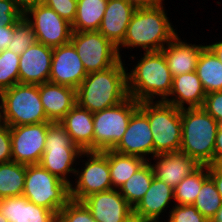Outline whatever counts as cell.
Listing matches in <instances>:
<instances>
[{
  "instance_id": "6da1fadb",
  "label": "cell",
  "mask_w": 222,
  "mask_h": 222,
  "mask_svg": "<svg viewBox=\"0 0 222 222\" xmlns=\"http://www.w3.org/2000/svg\"><path fill=\"white\" fill-rule=\"evenodd\" d=\"M164 5L137 7L127 27L123 42L117 47L120 58L125 49L142 52L161 51L179 33ZM175 28V29H174ZM124 48V49H123ZM136 48V49H135ZM142 48V49H141Z\"/></svg>"
},
{
  "instance_id": "7a4b0ae2",
  "label": "cell",
  "mask_w": 222,
  "mask_h": 222,
  "mask_svg": "<svg viewBox=\"0 0 222 222\" xmlns=\"http://www.w3.org/2000/svg\"><path fill=\"white\" fill-rule=\"evenodd\" d=\"M134 55L128 56V62H132L127 64L129 70L126 66L129 96L138 102L164 101L171 92L173 75L163 52H143L139 59Z\"/></svg>"
},
{
  "instance_id": "3957f363",
  "label": "cell",
  "mask_w": 222,
  "mask_h": 222,
  "mask_svg": "<svg viewBox=\"0 0 222 222\" xmlns=\"http://www.w3.org/2000/svg\"><path fill=\"white\" fill-rule=\"evenodd\" d=\"M125 60L106 70L88 73L76 89L77 104L95 113L126 100L129 94Z\"/></svg>"
},
{
  "instance_id": "277c9868",
  "label": "cell",
  "mask_w": 222,
  "mask_h": 222,
  "mask_svg": "<svg viewBox=\"0 0 222 222\" xmlns=\"http://www.w3.org/2000/svg\"><path fill=\"white\" fill-rule=\"evenodd\" d=\"M181 123L179 151L200 165H214L215 137L220 124L203 108L181 109Z\"/></svg>"
},
{
  "instance_id": "5b68a950",
  "label": "cell",
  "mask_w": 222,
  "mask_h": 222,
  "mask_svg": "<svg viewBox=\"0 0 222 222\" xmlns=\"http://www.w3.org/2000/svg\"><path fill=\"white\" fill-rule=\"evenodd\" d=\"M139 108L148 116L154 156L179 152L182 140L181 109L164 101L139 102Z\"/></svg>"
},
{
  "instance_id": "8992f818",
  "label": "cell",
  "mask_w": 222,
  "mask_h": 222,
  "mask_svg": "<svg viewBox=\"0 0 222 222\" xmlns=\"http://www.w3.org/2000/svg\"><path fill=\"white\" fill-rule=\"evenodd\" d=\"M82 152L60 122H50L44 152L39 164L70 185Z\"/></svg>"
},
{
  "instance_id": "52a82bcc",
  "label": "cell",
  "mask_w": 222,
  "mask_h": 222,
  "mask_svg": "<svg viewBox=\"0 0 222 222\" xmlns=\"http://www.w3.org/2000/svg\"><path fill=\"white\" fill-rule=\"evenodd\" d=\"M3 123L9 127L50 122L44 112L39 85L15 84L0 92Z\"/></svg>"
},
{
  "instance_id": "ba28073f",
  "label": "cell",
  "mask_w": 222,
  "mask_h": 222,
  "mask_svg": "<svg viewBox=\"0 0 222 222\" xmlns=\"http://www.w3.org/2000/svg\"><path fill=\"white\" fill-rule=\"evenodd\" d=\"M23 196L30 202L53 211L57 216L71 200L69 184L40 164L26 165Z\"/></svg>"
},
{
  "instance_id": "9c48e42d",
  "label": "cell",
  "mask_w": 222,
  "mask_h": 222,
  "mask_svg": "<svg viewBox=\"0 0 222 222\" xmlns=\"http://www.w3.org/2000/svg\"><path fill=\"white\" fill-rule=\"evenodd\" d=\"M80 162L82 164H79ZM78 165L74 181L69 185L71 200L82 202L92 194L113 189L108 150L103 152L83 151L79 157Z\"/></svg>"
},
{
  "instance_id": "30bf717a",
  "label": "cell",
  "mask_w": 222,
  "mask_h": 222,
  "mask_svg": "<svg viewBox=\"0 0 222 222\" xmlns=\"http://www.w3.org/2000/svg\"><path fill=\"white\" fill-rule=\"evenodd\" d=\"M139 102L128 97L120 104L93 113V151L113 150L122 140Z\"/></svg>"
},
{
  "instance_id": "8fae6325",
  "label": "cell",
  "mask_w": 222,
  "mask_h": 222,
  "mask_svg": "<svg viewBox=\"0 0 222 222\" xmlns=\"http://www.w3.org/2000/svg\"><path fill=\"white\" fill-rule=\"evenodd\" d=\"M70 41L87 73L106 70L121 60L117 47L99 31H72Z\"/></svg>"
},
{
  "instance_id": "7c38bea8",
  "label": "cell",
  "mask_w": 222,
  "mask_h": 222,
  "mask_svg": "<svg viewBox=\"0 0 222 222\" xmlns=\"http://www.w3.org/2000/svg\"><path fill=\"white\" fill-rule=\"evenodd\" d=\"M24 17L31 24L39 43L54 48L70 42L71 24L45 4H38Z\"/></svg>"
},
{
  "instance_id": "4fadbf2b",
  "label": "cell",
  "mask_w": 222,
  "mask_h": 222,
  "mask_svg": "<svg viewBox=\"0 0 222 222\" xmlns=\"http://www.w3.org/2000/svg\"><path fill=\"white\" fill-rule=\"evenodd\" d=\"M49 123L42 122L10 127L12 161L24 165L40 163Z\"/></svg>"
},
{
  "instance_id": "5bb4252c",
  "label": "cell",
  "mask_w": 222,
  "mask_h": 222,
  "mask_svg": "<svg viewBox=\"0 0 222 222\" xmlns=\"http://www.w3.org/2000/svg\"><path fill=\"white\" fill-rule=\"evenodd\" d=\"M124 155H134L150 161L154 143L148 116L138 107L132 114L122 140L113 149Z\"/></svg>"
},
{
  "instance_id": "9a60e30c",
  "label": "cell",
  "mask_w": 222,
  "mask_h": 222,
  "mask_svg": "<svg viewBox=\"0 0 222 222\" xmlns=\"http://www.w3.org/2000/svg\"><path fill=\"white\" fill-rule=\"evenodd\" d=\"M87 74L71 41L53 48L49 82L77 89Z\"/></svg>"
},
{
  "instance_id": "2e32d148",
  "label": "cell",
  "mask_w": 222,
  "mask_h": 222,
  "mask_svg": "<svg viewBox=\"0 0 222 222\" xmlns=\"http://www.w3.org/2000/svg\"><path fill=\"white\" fill-rule=\"evenodd\" d=\"M82 202L96 222H135L133 208L118 189L92 194Z\"/></svg>"
},
{
  "instance_id": "e0dca14e",
  "label": "cell",
  "mask_w": 222,
  "mask_h": 222,
  "mask_svg": "<svg viewBox=\"0 0 222 222\" xmlns=\"http://www.w3.org/2000/svg\"><path fill=\"white\" fill-rule=\"evenodd\" d=\"M173 203L175 204L174 189L154 176L146 194L133 208L134 221L147 222L165 220L174 206ZM167 210L169 212H167ZM164 214H166V216Z\"/></svg>"
},
{
  "instance_id": "ac0fdd59",
  "label": "cell",
  "mask_w": 222,
  "mask_h": 222,
  "mask_svg": "<svg viewBox=\"0 0 222 222\" xmlns=\"http://www.w3.org/2000/svg\"><path fill=\"white\" fill-rule=\"evenodd\" d=\"M53 48L42 43L29 46L19 58V83L40 85L49 82Z\"/></svg>"
},
{
  "instance_id": "d6986e66",
  "label": "cell",
  "mask_w": 222,
  "mask_h": 222,
  "mask_svg": "<svg viewBox=\"0 0 222 222\" xmlns=\"http://www.w3.org/2000/svg\"><path fill=\"white\" fill-rule=\"evenodd\" d=\"M149 162L155 177L173 189L200 166L195 159L180 151L156 155Z\"/></svg>"
},
{
  "instance_id": "ffe728a7",
  "label": "cell",
  "mask_w": 222,
  "mask_h": 222,
  "mask_svg": "<svg viewBox=\"0 0 222 222\" xmlns=\"http://www.w3.org/2000/svg\"><path fill=\"white\" fill-rule=\"evenodd\" d=\"M136 6L128 0H108L98 31L116 47L124 40Z\"/></svg>"
},
{
  "instance_id": "44dd1931",
  "label": "cell",
  "mask_w": 222,
  "mask_h": 222,
  "mask_svg": "<svg viewBox=\"0 0 222 222\" xmlns=\"http://www.w3.org/2000/svg\"><path fill=\"white\" fill-rule=\"evenodd\" d=\"M179 35L161 50L173 77L196 71L199 55L206 47L204 42L203 45L196 42L192 44L186 38L182 40Z\"/></svg>"
},
{
  "instance_id": "7402d4cb",
  "label": "cell",
  "mask_w": 222,
  "mask_h": 222,
  "mask_svg": "<svg viewBox=\"0 0 222 222\" xmlns=\"http://www.w3.org/2000/svg\"><path fill=\"white\" fill-rule=\"evenodd\" d=\"M39 95L50 122H60L77 104L76 89L60 84L51 82L40 84Z\"/></svg>"
},
{
  "instance_id": "603a6c76",
  "label": "cell",
  "mask_w": 222,
  "mask_h": 222,
  "mask_svg": "<svg viewBox=\"0 0 222 222\" xmlns=\"http://www.w3.org/2000/svg\"><path fill=\"white\" fill-rule=\"evenodd\" d=\"M206 92L196 71L173 77L172 89L164 102L176 108H202Z\"/></svg>"
},
{
  "instance_id": "cb8c5ba5",
  "label": "cell",
  "mask_w": 222,
  "mask_h": 222,
  "mask_svg": "<svg viewBox=\"0 0 222 222\" xmlns=\"http://www.w3.org/2000/svg\"><path fill=\"white\" fill-rule=\"evenodd\" d=\"M0 213L8 222H57V215L30 202L25 196L0 199Z\"/></svg>"
},
{
  "instance_id": "d4e9b609",
  "label": "cell",
  "mask_w": 222,
  "mask_h": 222,
  "mask_svg": "<svg viewBox=\"0 0 222 222\" xmlns=\"http://www.w3.org/2000/svg\"><path fill=\"white\" fill-rule=\"evenodd\" d=\"M82 151H93V113L76 104L60 121Z\"/></svg>"
},
{
  "instance_id": "484cf974",
  "label": "cell",
  "mask_w": 222,
  "mask_h": 222,
  "mask_svg": "<svg viewBox=\"0 0 222 222\" xmlns=\"http://www.w3.org/2000/svg\"><path fill=\"white\" fill-rule=\"evenodd\" d=\"M196 72L206 94L222 91V62L207 46L199 55Z\"/></svg>"
},
{
  "instance_id": "4316f807",
  "label": "cell",
  "mask_w": 222,
  "mask_h": 222,
  "mask_svg": "<svg viewBox=\"0 0 222 222\" xmlns=\"http://www.w3.org/2000/svg\"><path fill=\"white\" fill-rule=\"evenodd\" d=\"M108 0H77L76 17L71 24L72 31H98Z\"/></svg>"
},
{
  "instance_id": "83f0119b",
  "label": "cell",
  "mask_w": 222,
  "mask_h": 222,
  "mask_svg": "<svg viewBox=\"0 0 222 222\" xmlns=\"http://www.w3.org/2000/svg\"><path fill=\"white\" fill-rule=\"evenodd\" d=\"M154 176L151 163L146 161L136 173L121 185L118 191L128 204L134 208L146 194Z\"/></svg>"
},
{
  "instance_id": "f1b7e54d",
  "label": "cell",
  "mask_w": 222,
  "mask_h": 222,
  "mask_svg": "<svg viewBox=\"0 0 222 222\" xmlns=\"http://www.w3.org/2000/svg\"><path fill=\"white\" fill-rule=\"evenodd\" d=\"M108 161L113 189H119L146 162L141 157L120 154L114 150H108Z\"/></svg>"
},
{
  "instance_id": "f546056e",
  "label": "cell",
  "mask_w": 222,
  "mask_h": 222,
  "mask_svg": "<svg viewBox=\"0 0 222 222\" xmlns=\"http://www.w3.org/2000/svg\"><path fill=\"white\" fill-rule=\"evenodd\" d=\"M26 165L14 161L0 163V199L22 196Z\"/></svg>"
},
{
  "instance_id": "4dcf8cb0",
  "label": "cell",
  "mask_w": 222,
  "mask_h": 222,
  "mask_svg": "<svg viewBox=\"0 0 222 222\" xmlns=\"http://www.w3.org/2000/svg\"><path fill=\"white\" fill-rule=\"evenodd\" d=\"M209 177V165H200L174 188L176 205H193L203 182Z\"/></svg>"
},
{
  "instance_id": "1f68e13d",
  "label": "cell",
  "mask_w": 222,
  "mask_h": 222,
  "mask_svg": "<svg viewBox=\"0 0 222 222\" xmlns=\"http://www.w3.org/2000/svg\"><path fill=\"white\" fill-rule=\"evenodd\" d=\"M193 205L210 221L222 206V197L210 177L203 182L202 188Z\"/></svg>"
},
{
  "instance_id": "d6a6232c",
  "label": "cell",
  "mask_w": 222,
  "mask_h": 222,
  "mask_svg": "<svg viewBox=\"0 0 222 222\" xmlns=\"http://www.w3.org/2000/svg\"><path fill=\"white\" fill-rule=\"evenodd\" d=\"M19 58L8 49L0 52V92L19 83Z\"/></svg>"
},
{
  "instance_id": "836d02e7",
  "label": "cell",
  "mask_w": 222,
  "mask_h": 222,
  "mask_svg": "<svg viewBox=\"0 0 222 222\" xmlns=\"http://www.w3.org/2000/svg\"><path fill=\"white\" fill-rule=\"evenodd\" d=\"M12 38L7 49L18 55L38 42L35 31L24 16L15 24Z\"/></svg>"
},
{
  "instance_id": "e575fe53",
  "label": "cell",
  "mask_w": 222,
  "mask_h": 222,
  "mask_svg": "<svg viewBox=\"0 0 222 222\" xmlns=\"http://www.w3.org/2000/svg\"><path fill=\"white\" fill-rule=\"evenodd\" d=\"M57 222H96L83 202L70 200L60 211Z\"/></svg>"
},
{
  "instance_id": "d590c367",
  "label": "cell",
  "mask_w": 222,
  "mask_h": 222,
  "mask_svg": "<svg viewBox=\"0 0 222 222\" xmlns=\"http://www.w3.org/2000/svg\"><path fill=\"white\" fill-rule=\"evenodd\" d=\"M167 222H210L194 205H176L169 212Z\"/></svg>"
},
{
  "instance_id": "8d00e7d4",
  "label": "cell",
  "mask_w": 222,
  "mask_h": 222,
  "mask_svg": "<svg viewBox=\"0 0 222 222\" xmlns=\"http://www.w3.org/2000/svg\"><path fill=\"white\" fill-rule=\"evenodd\" d=\"M42 3L52 8L59 16L73 23L76 17L77 0H42Z\"/></svg>"
},
{
  "instance_id": "74e56055",
  "label": "cell",
  "mask_w": 222,
  "mask_h": 222,
  "mask_svg": "<svg viewBox=\"0 0 222 222\" xmlns=\"http://www.w3.org/2000/svg\"><path fill=\"white\" fill-rule=\"evenodd\" d=\"M22 17L14 0H0V27L15 25Z\"/></svg>"
},
{
  "instance_id": "f35d334b",
  "label": "cell",
  "mask_w": 222,
  "mask_h": 222,
  "mask_svg": "<svg viewBox=\"0 0 222 222\" xmlns=\"http://www.w3.org/2000/svg\"><path fill=\"white\" fill-rule=\"evenodd\" d=\"M202 108L219 124H222V91L206 94Z\"/></svg>"
},
{
  "instance_id": "ab89813d",
  "label": "cell",
  "mask_w": 222,
  "mask_h": 222,
  "mask_svg": "<svg viewBox=\"0 0 222 222\" xmlns=\"http://www.w3.org/2000/svg\"><path fill=\"white\" fill-rule=\"evenodd\" d=\"M12 161L11 133L7 124L0 126V163Z\"/></svg>"
},
{
  "instance_id": "60d3db41",
  "label": "cell",
  "mask_w": 222,
  "mask_h": 222,
  "mask_svg": "<svg viewBox=\"0 0 222 222\" xmlns=\"http://www.w3.org/2000/svg\"><path fill=\"white\" fill-rule=\"evenodd\" d=\"M14 27L15 25L0 27V52L12 42Z\"/></svg>"
},
{
  "instance_id": "b9f144b4",
  "label": "cell",
  "mask_w": 222,
  "mask_h": 222,
  "mask_svg": "<svg viewBox=\"0 0 222 222\" xmlns=\"http://www.w3.org/2000/svg\"><path fill=\"white\" fill-rule=\"evenodd\" d=\"M222 163V124L219 125L215 137L214 146V165L219 166Z\"/></svg>"
},
{
  "instance_id": "7bdbcfd3",
  "label": "cell",
  "mask_w": 222,
  "mask_h": 222,
  "mask_svg": "<svg viewBox=\"0 0 222 222\" xmlns=\"http://www.w3.org/2000/svg\"><path fill=\"white\" fill-rule=\"evenodd\" d=\"M209 177L213 180L222 197V169L217 165H209Z\"/></svg>"
},
{
  "instance_id": "ee69618b",
  "label": "cell",
  "mask_w": 222,
  "mask_h": 222,
  "mask_svg": "<svg viewBox=\"0 0 222 222\" xmlns=\"http://www.w3.org/2000/svg\"><path fill=\"white\" fill-rule=\"evenodd\" d=\"M16 8L24 16L30 9L35 8L42 0H14Z\"/></svg>"
},
{
  "instance_id": "f6af8a7d",
  "label": "cell",
  "mask_w": 222,
  "mask_h": 222,
  "mask_svg": "<svg viewBox=\"0 0 222 222\" xmlns=\"http://www.w3.org/2000/svg\"><path fill=\"white\" fill-rule=\"evenodd\" d=\"M206 46L216 55V57L222 62V40L218 38L216 42H206Z\"/></svg>"
},
{
  "instance_id": "bcb514c9",
  "label": "cell",
  "mask_w": 222,
  "mask_h": 222,
  "mask_svg": "<svg viewBox=\"0 0 222 222\" xmlns=\"http://www.w3.org/2000/svg\"><path fill=\"white\" fill-rule=\"evenodd\" d=\"M136 7L158 6L164 4L166 0H128Z\"/></svg>"
},
{
  "instance_id": "7dc6e473",
  "label": "cell",
  "mask_w": 222,
  "mask_h": 222,
  "mask_svg": "<svg viewBox=\"0 0 222 222\" xmlns=\"http://www.w3.org/2000/svg\"><path fill=\"white\" fill-rule=\"evenodd\" d=\"M211 222H222V206L214 215V217L211 219Z\"/></svg>"
},
{
  "instance_id": "c3c4849f",
  "label": "cell",
  "mask_w": 222,
  "mask_h": 222,
  "mask_svg": "<svg viewBox=\"0 0 222 222\" xmlns=\"http://www.w3.org/2000/svg\"><path fill=\"white\" fill-rule=\"evenodd\" d=\"M4 124L3 123V118H2V105H1V100H0V126Z\"/></svg>"
},
{
  "instance_id": "681fc988",
  "label": "cell",
  "mask_w": 222,
  "mask_h": 222,
  "mask_svg": "<svg viewBox=\"0 0 222 222\" xmlns=\"http://www.w3.org/2000/svg\"><path fill=\"white\" fill-rule=\"evenodd\" d=\"M0 222H8V220L0 213Z\"/></svg>"
},
{
  "instance_id": "f907efd6",
  "label": "cell",
  "mask_w": 222,
  "mask_h": 222,
  "mask_svg": "<svg viewBox=\"0 0 222 222\" xmlns=\"http://www.w3.org/2000/svg\"><path fill=\"white\" fill-rule=\"evenodd\" d=\"M147 222H167L166 220H159V221H147Z\"/></svg>"
}]
</instances>
